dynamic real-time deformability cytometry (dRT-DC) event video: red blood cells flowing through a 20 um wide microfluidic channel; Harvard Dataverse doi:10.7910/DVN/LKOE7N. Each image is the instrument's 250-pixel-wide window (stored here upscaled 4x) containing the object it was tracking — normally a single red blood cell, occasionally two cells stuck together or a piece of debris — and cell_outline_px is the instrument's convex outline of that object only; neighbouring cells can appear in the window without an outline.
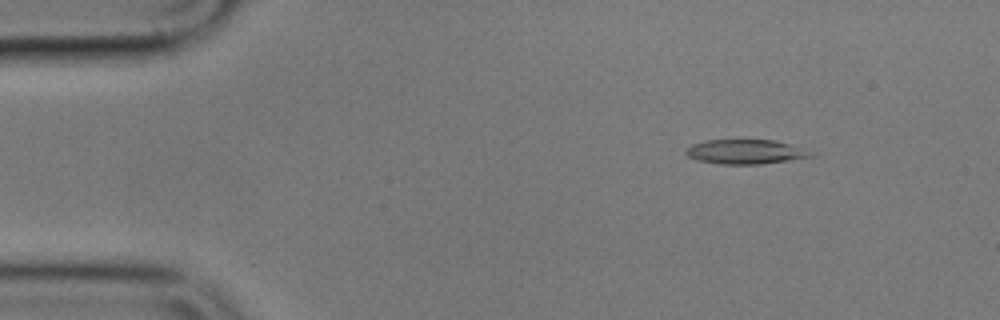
{"species": "common noctule bat (a hibernating species)", "species_latin": "Nyctalus noctula", "temperature_condition": "cold", "stored_images_in_passage": 50, "camera_frame_rate_fps": 3000, "um_per_image_px": 0.085, "animal": {"sex": "male", "body_mass_g": 17.9}, "frame": {"image": 1, "passage_image": 1, "time_ms": 0.0, "image_size_px": [1000, 320], "cell_outline_px": [[816, 152], [812, 156], [788, 160], [760, 164], [720, 164], [696, 160], [688, 156], [684, 152], [684, 148], [692, 144], [708, 140], [772, 140], [788, 144]], "centroid_in_image_um": [63.32, 12.9], "position_along_channel_um": 21.7, "area_um2": 17.74}}
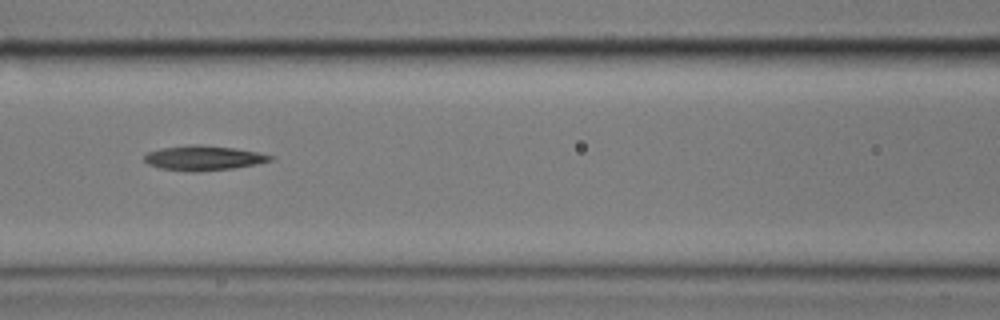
{"frame": {"image": 2, "passage_image": 18, "time_ms": 5.667, "image_size_px": [1000, 320], "cell_outline_px": [[276, 160], [256, 164], [232, 168], [196, 172], [188, 172], [160, 168], [148, 164], [144, 160], [144, 156], [148, 152], [160, 148], [188, 144], [200, 144], [232, 148], [256, 152], [276, 156]], "centroid_in_image_um": [17.3, 13.43], "position_along_channel_um": 149.3, "area_um2": 18.32}}
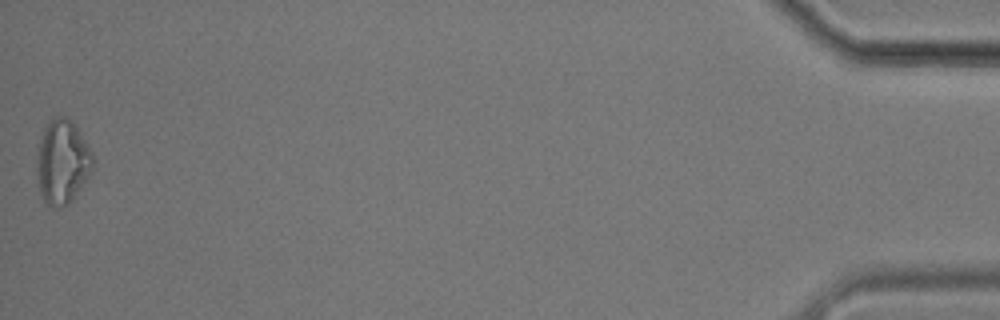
{"frame": {"image": 3, "passage_image": 50, "time_ms": 16.333, "image_size_px": [1000, 320], "cell_outline_px": [[92, 172], [72, 200], [68, 204], [60, 208], [56, 208], [48, 204], [44, 200], [40, 192], [36, 168], [40, 140], [44, 128], [56, 116], [64, 116], [80, 132], [92, 152]], "centroid_in_image_um": [5.3, 13.8], "position_along_channel_um": 429.9, "area_um2": 26.99}}